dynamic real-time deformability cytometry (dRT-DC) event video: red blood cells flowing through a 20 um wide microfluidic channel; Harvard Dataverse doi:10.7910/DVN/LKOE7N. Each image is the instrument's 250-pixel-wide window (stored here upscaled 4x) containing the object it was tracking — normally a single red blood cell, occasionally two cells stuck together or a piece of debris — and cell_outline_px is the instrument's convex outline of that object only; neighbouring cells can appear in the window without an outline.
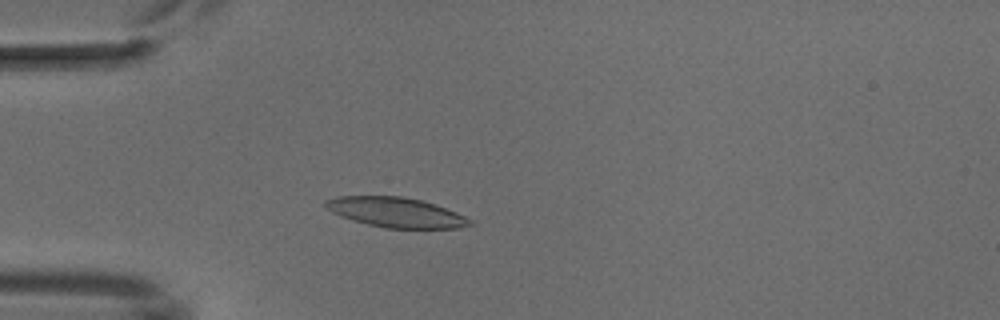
{"species": "common noctule bat (a hibernating species)", "species_latin": "Nyctalus noctula", "temperature_condition": "cold", "stored_images_in_passage": 4, "camera_frame_rate_fps": 3000, "um_per_image_px": 0.085, "animal": {"sex": "male", "body_mass_g": 18.8}, "frame": {"image": 1, "passage_image": 4, "time_ms": 4.333, "image_size_px": [1000, 320], "cell_outline_px": [[476, 224], [460, 228], [384, 228], [352, 220], [340, 216], [332, 212], [324, 204], [324, 200], [336, 196], [400, 196], [420, 200], [436, 204], [456, 212], [472, 220]], "centroid_in_image_um": [33.67, 18.05], "position_along_channel_um": 51.3, "area_um2": 25.2}}